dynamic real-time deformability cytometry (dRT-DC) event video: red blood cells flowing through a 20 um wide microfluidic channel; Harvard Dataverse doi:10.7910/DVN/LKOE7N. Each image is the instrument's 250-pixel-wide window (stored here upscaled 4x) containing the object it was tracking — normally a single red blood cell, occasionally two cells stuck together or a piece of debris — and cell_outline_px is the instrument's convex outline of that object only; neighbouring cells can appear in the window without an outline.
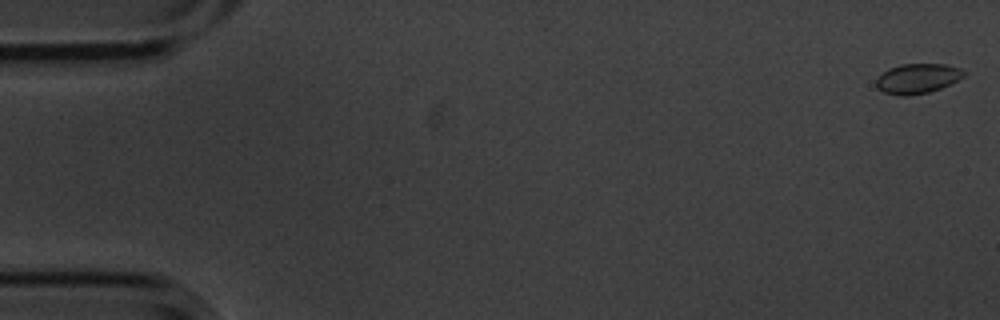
{"species": "common noctule bat (a hibernating species)", "species_latin": "Nyctalus noctula", "temperature_condition": "cold", "stored_images_in_passage": 6, "camera_frame_rate_fps": 3000, "um_per_image_px": 0.085, "animal": {"sex": "male", "body_mass_g": 20.1, "forearm_length_mm": 53.5}, "frame": {"image": 1, "passage_image": 1, "time_ms": 0.0, "image_size_px": [1000, 320], "cell_outline_px": [[964, 76], [940, 88], [928, 92], [908, 96], [900, 96], [884, 92], [876, 88], [876, 80], [888, 68], [900, 64], [944, 64], [960, 68], [964, 72]], "centroid_in_image_um": [77.95, 6.67], "position_along_channel_um": 7.1, "area_um2": 15.09}}